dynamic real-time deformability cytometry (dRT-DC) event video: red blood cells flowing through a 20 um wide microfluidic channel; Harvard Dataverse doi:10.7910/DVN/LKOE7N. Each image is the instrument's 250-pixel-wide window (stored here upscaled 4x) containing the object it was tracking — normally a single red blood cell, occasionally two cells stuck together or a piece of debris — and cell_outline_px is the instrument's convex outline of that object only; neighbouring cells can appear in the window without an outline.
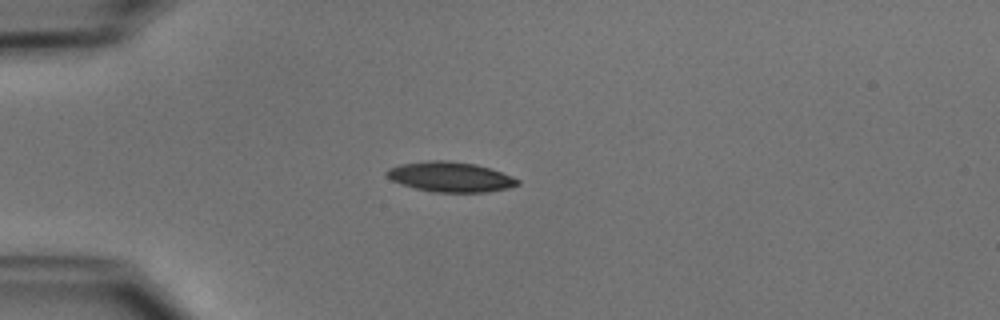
{"species": "common noctule bat (a hibernating species)", "species_latin": "Nyctalus noctula", "temperature_condition": "cold", "stored_images_in_passage": 35, "camera_frame_rate_fps": 3000, "um_per_image_px": 0.085, "animal": {"sex": "male", "body_mass_g": 15.6}, "frame": {"image": 1, "passage_image": 1, "time_ms": 0.0, "image_size_px": [1000, 320], "cell_outline_px": [[520, 184], [508, 188], [488, 192], [432, 192], [400, 184], [392, 180], [384, 172], [388, 168], [400, 164], [428, 160], [444, 160], [476, 164], [512, 176], [520, 180]], "centroid_in_image_um": [38.27, 15.03], "position_along_channel_um": 46.7, "area_um2": 22.89}}
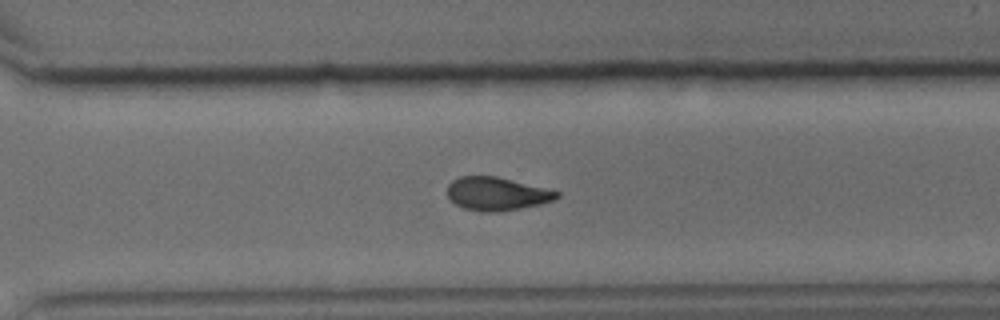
{"frame": {"image": 2, "passage_image": 24, "time_ms": 7.667, "image_size_px": [1000, 320], "cell_outline_px": [[560, 196], [556, 200], [540, 204], [500, 212], [488, 212], [464, 208], [456, 204], [448, 196], [448, 184], [452, 180], [460, 176], [496, 176], [560, 192]], "centroid_in_image_um": [42.23, 16.47], "position_along_channel_um": 328.4, "area_um2": 21.04}}
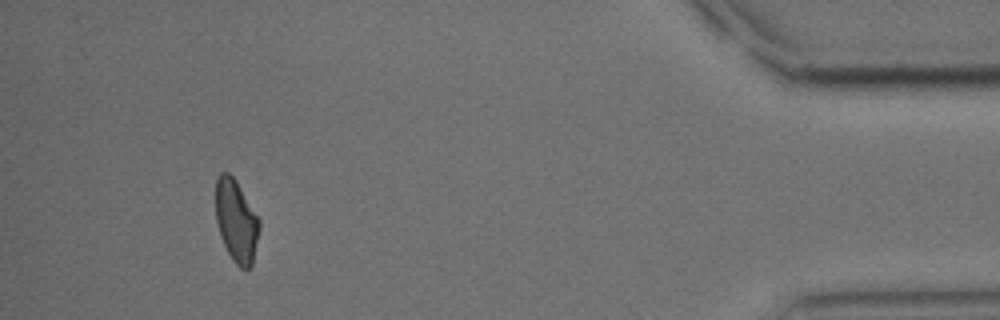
{"frame": {"image": 3, "passage_image": 35, "time_ms": 11.333, "image_size_px": [1000, 320], "cell_outline_px": [[260, 228], [252, 264], [248, 268], [240, 268], [232, 260], [220, 236], [216, 220], [216, 180], [220, 172], [228, 172], [236, 180], [260, 220]], "centroid_in_image_um": [20.08, 18.77], "position_along_channel_um": 415.1, "area_um2": 20.87}, "authors_computed_cell_mechanics": {"area_um2": 22.542, "velocity_mm_per_s": 3.9453, "shape_relaxation_time_tau1_ms": 4.4433, "shape_relaxation_time_tau2_ms": 11.2797, "deformation_change_tau1": 0.1381, "deformation_change_tau2": 0.1977}}